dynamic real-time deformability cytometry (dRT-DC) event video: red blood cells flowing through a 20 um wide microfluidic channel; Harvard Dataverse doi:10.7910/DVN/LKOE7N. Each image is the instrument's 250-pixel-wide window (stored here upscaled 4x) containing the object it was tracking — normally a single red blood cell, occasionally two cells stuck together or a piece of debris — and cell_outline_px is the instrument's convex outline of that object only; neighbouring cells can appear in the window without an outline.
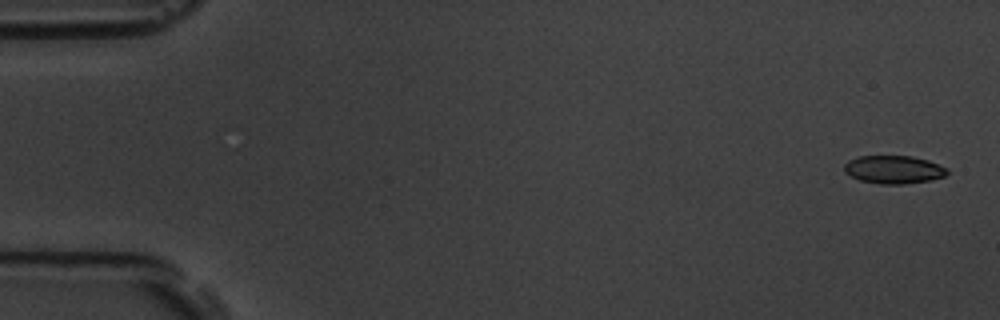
{"species": "common noctule bat (a hibernating species)", "species_latin": "Nyctalus noctula", "temperature_condition": "room temperature", "stored_images_in_passage": 5, "camera_frame_rate_fps": 3000, "um_per_image_px": 0.085, "animal": {"sex": "male", "body_mass_g": 19.5, "forearm_length_mm": 54.6}, "frame": {"image": 1, "passage_image": 1, "time_ms": 0.0, "image_size_px": [1000, 320], "cell_outline_px": [[948, 172], [944, 176], [928, 180], [904, 184], [880, 184], [860, 180], [844, 172], [844, 164], [848, 160], [860, 156], [912, 156], [928, 160], [948, 168]], "centroid_in_image_um": [75.95, 14.4], "position_along_channel_um": 9.0, "area_um2": 16.76}}
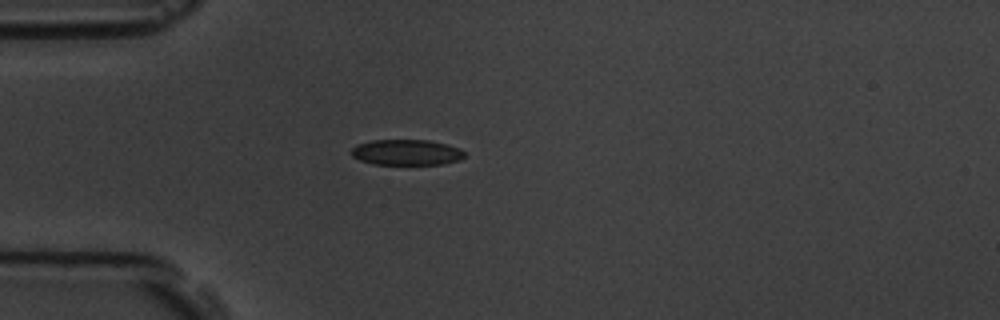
{"frame": {"image": 2, "passage_image": 5, "time_ms": 4.667, "image_size_px": [1000, 320], "cell_outline_px": [[464, 156], [460, 160], [444, 164], [372, 164], [360, 160], [352, 156], [352, 148], [356, 144], [372, 140], [428, 140], [448, 144], [460, 148], [464, 152]], "centroid_in_image_um": [34.56, 12.94], "position_along_channel_um": 50.4, "area_um2": 16.99}}